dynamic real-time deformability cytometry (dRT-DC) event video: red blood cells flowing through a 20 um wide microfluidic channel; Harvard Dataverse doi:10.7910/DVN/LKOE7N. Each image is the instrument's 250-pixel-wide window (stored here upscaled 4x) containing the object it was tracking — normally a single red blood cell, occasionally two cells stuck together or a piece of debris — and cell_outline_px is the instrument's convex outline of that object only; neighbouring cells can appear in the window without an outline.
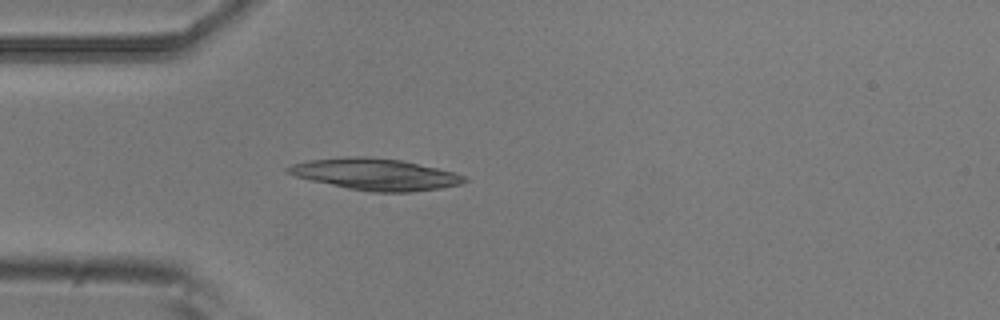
{"species": "common noctule bat (a hibernating species)", "species_latin": "Nyctalus noctula", "temperature_condition": "room temperature", "stored_images_in_passage": 3, "camera_frame_rate_fps": 3000, "um_per_image_px": 0.085, "animal": {"sex": "male", "body_mass_g": 20.5, "forearm_length_mm": 52.5}, "frame": {"image": 1, "passage_image": 3, "time_ms": 0.667, "image_size_px": [1000, 320], "cell_outline_px": [[468, 180], [460, 184], [440, 188], [412, 192], [372, 192], [348, 188], [312, 180], [296, 176], [288, 172], [284, 168], [292, 164], [308, 160], [344, 156], [368, 156], [400, 160], [436, 168], [452, 172], [464, 176]], "centroid_in_image_um": [31.88, 14.81], "position_along_channel_um": 53.1, "area_um2": 32.14}}